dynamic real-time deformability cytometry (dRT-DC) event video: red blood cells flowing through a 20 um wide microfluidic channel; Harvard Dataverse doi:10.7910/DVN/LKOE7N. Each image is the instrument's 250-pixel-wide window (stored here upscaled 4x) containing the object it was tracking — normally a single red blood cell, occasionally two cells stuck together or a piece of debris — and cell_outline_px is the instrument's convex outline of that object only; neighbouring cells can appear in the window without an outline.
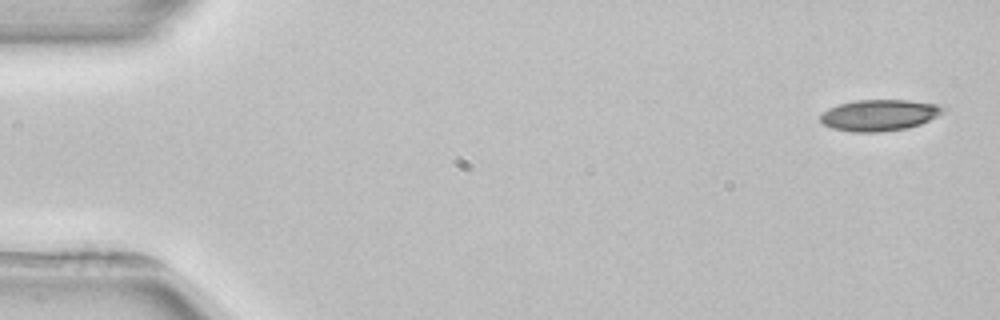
{"species": "common noctule bat (a hibernating species)", "species_latin": "Nyctalus noctula", "temperature_condition": "room temperature", "stored_images_in_passage": 4, "camera_frame_rate_fps": 3000, "um_per_image_px": 0.085, "animal": {"sex": "female", "body_mass_g": 22.7, "forearm_length_mm": 54.2}, "frame": {"image": 1, "passage_image": 1, "time_ms": 0.0, "image_size_px": [1000, 320], "cell_outline_px": [[948, 108], [944, 112], [920, 124], [908, 128], [880, 132], [852, 132], [832, 128], [824, 124], [820, 120], [820, 112], [828, 108], [840, 104], [856, 100], [908, 100], [936, 104]], "centroid_in_image_um": [74.73, 9.79], "position_along_channel_um": 10.3, "area_um2": 22.43}}
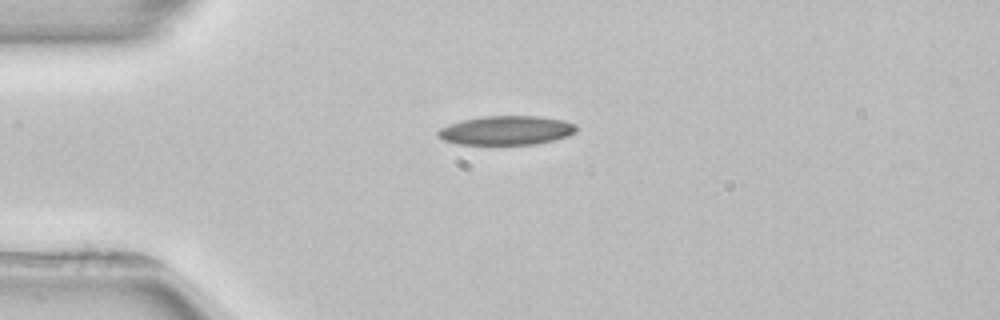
{"frame": {"image": 2, "passage_image": 4, "time_ms": 3.667, "image_size_px": [1000, 320], "cell_outline_px": [[576, 132], [568, 136], [556, 140], [536, 144], [456, 144], [444, 140], [436, 136], [436, 132], [440, 128], [448, 124], [464, 120], [484, 116], [540, 116], [564, 120], [576, 124]], "centroid_in_image_um": [43.05, 11.08], "position_along_channel_um": 42.0, "area_um2": 23.58}}